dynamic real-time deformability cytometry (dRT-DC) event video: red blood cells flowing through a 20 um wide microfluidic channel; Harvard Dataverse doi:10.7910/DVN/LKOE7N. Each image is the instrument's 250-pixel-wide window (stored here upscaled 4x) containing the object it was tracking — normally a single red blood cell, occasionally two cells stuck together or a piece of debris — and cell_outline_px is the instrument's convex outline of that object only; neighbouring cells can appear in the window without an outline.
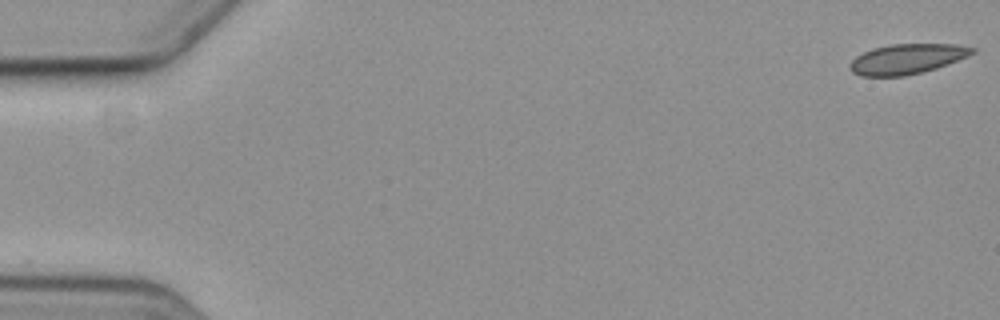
{"species": "common noctule bat (a hibernating species)", "species_latin": "Nyctalus noctula", "temperature_condition": "cold", "stored_images_in_passage": 58, "camera_frame_rate_fps": 3000, "um_per_image_px": 0.085, "animal": {"sex": "female", "body_mass_g": 19.3, "forearm_length_mm": 54.1}, "frame": {"image": 1, "passage_image": 1, "time_ms": 0.0, "image_size_px": [1000, 320], "cell_outline_px": [[976, 52], [968, 56], [948, 64], [936, 68], [904, 76], [860, 76], [852, 72], [848, 68], [848, 64], [856, 56], [872, 48], [892, 44], [956, 44], [976, 48]], "centroid_in_image_um": [77.08, 5.01], "position_along_channel_um": 7.9, "area_um2": 21.5}}
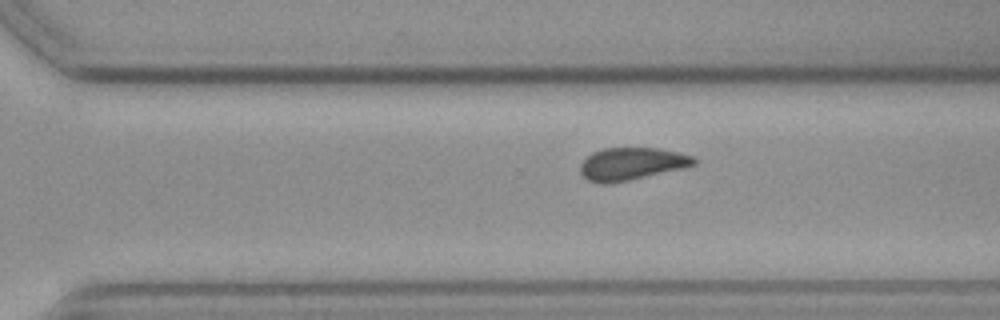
{"frame": {"image": 2, "passage_image": 40, "time_ms": 13.0, "image_size_px": [1000, 320], "cell_outline_px": [[700, 160], [696, 164], [684, 168], [628, 180], [608, 184], [600, 184], [588, 180], [580, 172], [580, 164], [592, 152], [604, 148], [660, 148], [692, 156]], "centroid_in_image_um": [53.7, 13.92], "position_along_channel_um": 316.9, "area_um2": 21.5}}
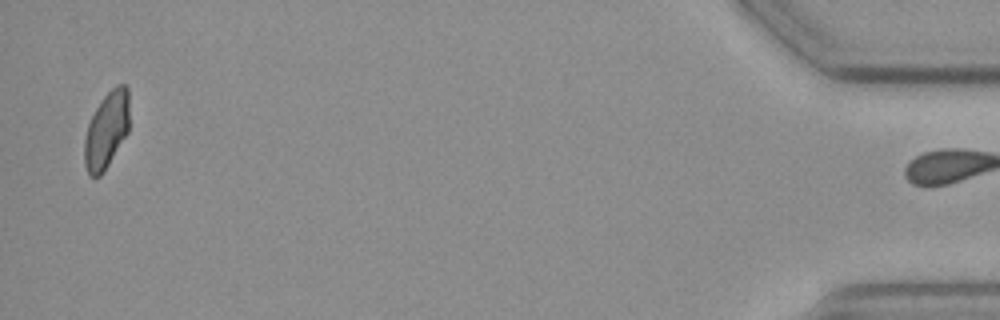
{"frame": {"image": 3, "passage_image": 57, "time_ms": 18.667, "image_size_px": [1000, 320], "cell_outline_px": [[128, 132], [104, 172], [100, 176], [88, 176], [84, 164], [84, 140], [88, 124], [96, 108], [104, 96], [116, 84], [124, 84], [128, 88]], "centroid_in_image_um": [9.04, 11.08], "position_along_channel_um": 426.2, "area_um2": 20.0}, "authors_computed_cell_mechanics": {"area_um2": 21.5016, "velocity_mm_per_s": 3.5656, "shape_relaxation_time_tau1_ms": 5.9082, "shape_relaxation_time_tau2_ms": 3.801, "deformation_change_tau1": 0.0908, "deformation_change_tau2": 0.0595}}